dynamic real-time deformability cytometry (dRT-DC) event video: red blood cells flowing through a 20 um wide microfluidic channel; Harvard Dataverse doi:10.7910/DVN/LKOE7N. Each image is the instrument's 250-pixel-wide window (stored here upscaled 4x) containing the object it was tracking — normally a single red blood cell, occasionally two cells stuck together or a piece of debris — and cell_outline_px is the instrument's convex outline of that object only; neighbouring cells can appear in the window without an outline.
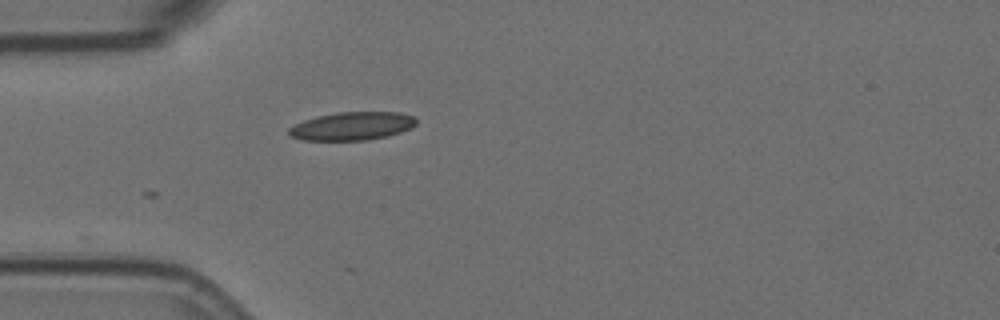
{"species": "Egyptian fruit bat (a non-hibernating species)", "species_latin": "Rousettus aegyptiacus", "temperature_condition": "room temperature", "stored_images_in_passage": 2, "camera_frame_rate_fps": 3000, "um_per_image_px": 0.085, "animal": {"sex": "female"}, "frame": {"image": 1, "passage_image": 2, "time_ms": 0.333, "image_size_px": [1000, 320], "cell_outline_px": [[416, 124], [412, 128], [388, 136], [368, 140], [300, 140], [288, 136], [288, 128], [304, 120], [316, 116], [336, 112], [396, 112], [412, 116], [416, 120]], "centroid_in_image_um": [29.89, 10.72], "position_along_channel_um": 55.1, "area_um2": 21.04}}